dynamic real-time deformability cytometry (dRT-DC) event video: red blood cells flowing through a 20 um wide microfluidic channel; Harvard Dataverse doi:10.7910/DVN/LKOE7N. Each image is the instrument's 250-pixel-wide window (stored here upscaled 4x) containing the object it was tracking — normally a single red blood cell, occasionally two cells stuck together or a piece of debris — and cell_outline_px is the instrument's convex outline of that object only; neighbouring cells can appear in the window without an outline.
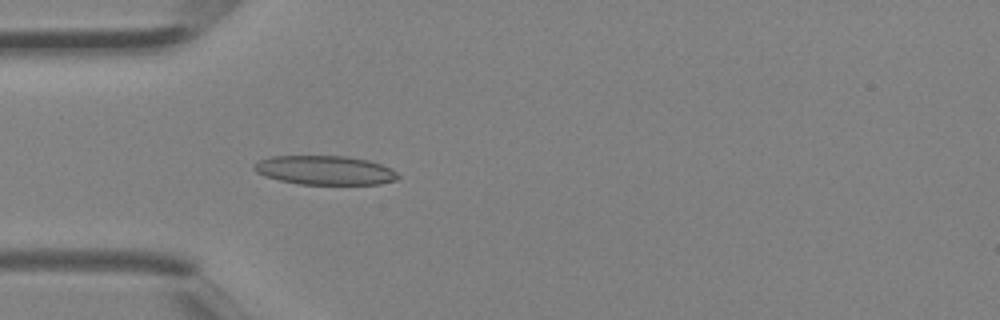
{"species": "Egyptian fruit bat (a non-hibernating species)", "species_latin": "Rousettus aegyptiacus", "temperature_condition": "room temperature", "stored_images_in_passage": 3, "camera_frame_rate_fps": 3000, "um_per_image_px": 0.085, "animal": {"sex": "female"}, "frame": {"image": 1, "passage_image": 3, "time_ms": 0.667, "image_size_px": [1000, 320], "cell_outline_px": [[400, 176], [396, 180], [380, 184], [300, 184], [280, 180], [264, 176], [256, 172], [252, 168], [252, 164], [260, 160], [272, 156], [344, 156], [368, 160], [392, 168]], "centroid_in_image_um": [27.61, 14.47], "position_along_channel_um": 57.4, "area_um2": 24.39}}